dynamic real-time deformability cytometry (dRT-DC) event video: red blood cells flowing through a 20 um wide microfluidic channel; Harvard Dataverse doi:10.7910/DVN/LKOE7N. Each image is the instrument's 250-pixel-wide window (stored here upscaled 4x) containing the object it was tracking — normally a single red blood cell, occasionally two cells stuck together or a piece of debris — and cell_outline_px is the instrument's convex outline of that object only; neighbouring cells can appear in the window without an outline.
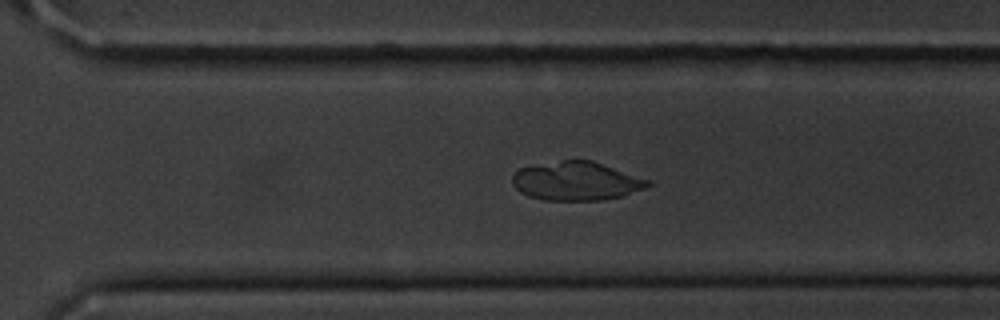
{"species": "common noctule bat (a hibernating species)", "species_latin": "Nyctalus noctula", "temperature_condition": "cold", "stored_images_in_passage": 45, "camera_frame_rate_fps": 3000, "um_per_image_px": 0.085, "animal": {"sex": "male", "body_mass_g": 20.1, "forearm_length_mm": 53.5}, "frame": {"image": 1, "passage_image": 28, "time_ms": 9.0, "image_size_px": [1000, 320], "cell_outline_px": [[652, 184], [648, 188], [624, 196], [600, 200], [544, 200], [528, 196], [520, 192], [512, 184], [512, 176], [520, 168], [560, 160], [592, 160], [652, 180]], "centroid_in_image_um": [49.05, 15.39], "position_along_channel_um": 321.6, "area_um2": 30.87}}